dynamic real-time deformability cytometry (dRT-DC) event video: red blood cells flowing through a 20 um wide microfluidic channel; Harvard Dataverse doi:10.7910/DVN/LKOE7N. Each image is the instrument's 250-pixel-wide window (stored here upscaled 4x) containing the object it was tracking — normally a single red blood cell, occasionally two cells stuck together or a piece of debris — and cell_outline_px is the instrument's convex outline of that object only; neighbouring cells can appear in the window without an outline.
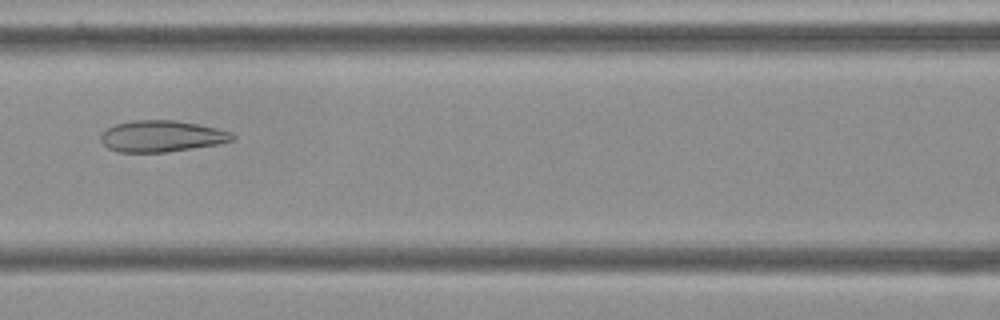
{"species": "Egyptian fruit bat (a non-hibernating species)", "species_latin": "Rousettus aegyptiacus", "temperature_condition": "cold", "stored_images_in_passage": 55, "camera_frame_rate_fps": 3000, "um_per_image_px": 0.085, "frame": {"image": 1, "passage_image": 24, "time_ms": 7.667, "image_size_px": [1000, 320], "cell_outline_px": [[236, 140], [216, 144], [168, 152], [116, 152], [108, 148], [100, 140], [100, 136], [108, 128], [116, 124], [132, 120], [176, 120], [216, 128], [232, 132], [236, 136]], "centroid_in_image_um": [13.75, 11.58], "position_along_channel_um": 152.8, "area_um2": 24.04}}
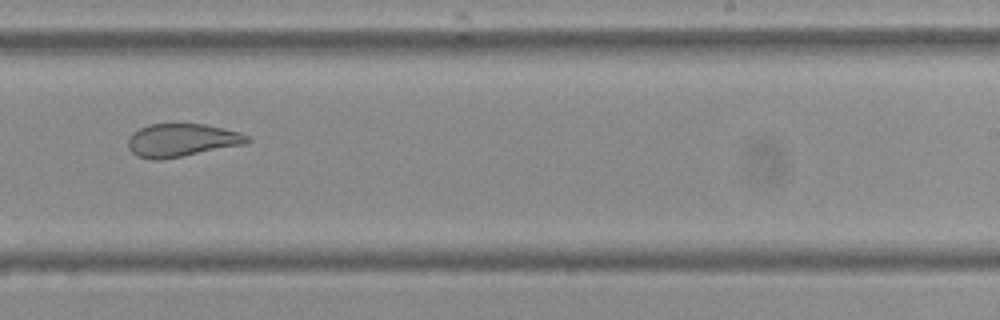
{"frame": {"image": 2, "passage_image": 34, "time_ms": 11.0, "image_size_px": [1000, 320], "cell_outline_px": [[252, 140], [244, 144], [180, 156], [156, 160], [152, 160], [136, 156], [128, 148], [128, 136], [132, 132], [148, 124], [204, 124], [240, 132], [252, 136]], "centroid_in_image_um": [15.43, 11.9], "position_along_channel_um": 273.6, "area_um2": 22.89}}
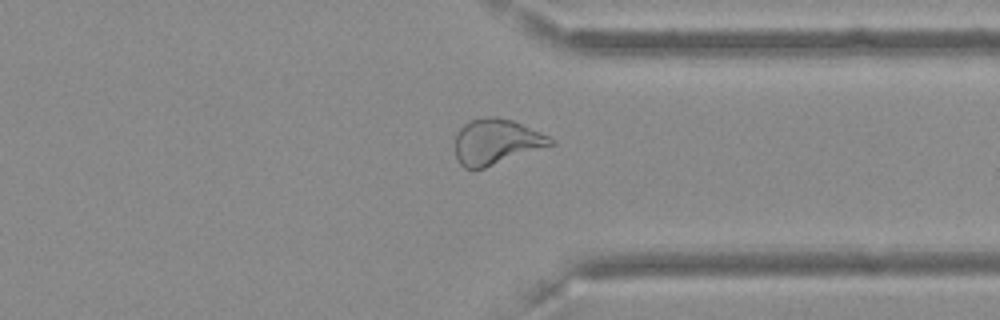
{"frame": {"image": 3, "passage_image": 42, "time_ms": 13.667, "image_size_px": [1000, 320], "cell_outline_px": [[556, 144], [484, 168], [464, 168], [460, 164], [456, 156], [456, 132], [468, 120], [484, 116], [496, 116], [512, 120], [548, 136], [556, 140]], "centroid_in_image_um": [42.18, 12.03], "position_along_channel_um": 369.2, "area_um2": 25.32}, "authors_computed_cell_mechanics": {"area_um2": 27.9752, "velocity_mm_per_s": 3.635, "shape_relaxation_time_tau1_ms": null, "shape_relaxation_time_tau2_ms": 1.6915, "deformation_change_tau1": null, "deformation_change_tau2": 0.0836}}